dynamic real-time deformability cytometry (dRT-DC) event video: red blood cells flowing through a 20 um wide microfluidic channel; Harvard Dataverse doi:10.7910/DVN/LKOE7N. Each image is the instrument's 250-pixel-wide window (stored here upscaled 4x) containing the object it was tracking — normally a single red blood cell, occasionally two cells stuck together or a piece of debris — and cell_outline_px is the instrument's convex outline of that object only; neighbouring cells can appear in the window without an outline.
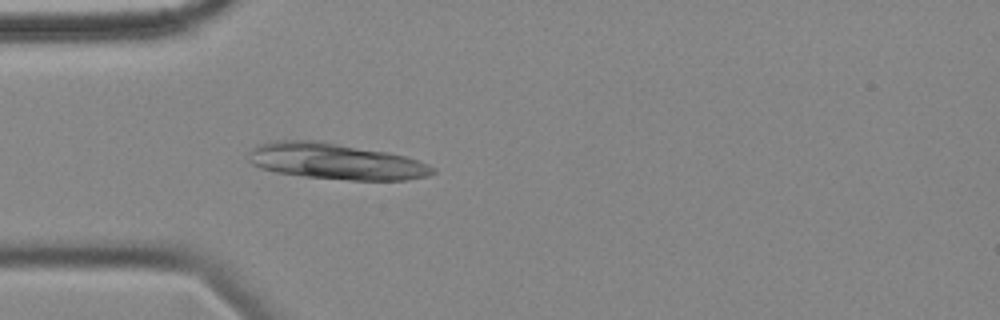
{"species": "common noctule bat (a hibernating species)", "species_latin": "Nyctalus noctula", "temperature_condition": "cold", "stored_images_in_passage": 3, "camera_frame_rate_fps": 3000, "um_per_image_px": 0.085, "animal": {"sex": "female", "body_mass_g": 18.4}, "frame": {"image": 1, "passage_image": 3, "time_ms": 2.667, "image_size_px": [1000, 320], "cell_outline_px": [[436, 172], [428, 176], [408, 180], [348, 180], [304, 176], [276, 172], [260, 168], [252, 164], [248, 160], [248, 152], [252, 148], [260, 144], [272, 140], [316, 140], [388, 152], [404, 156], [428, 164], [436, 168]], "centroid_in_image_um": [28.52, 13.71], "position_along_channel_um": 56.5, "area_um2": 38.84}}